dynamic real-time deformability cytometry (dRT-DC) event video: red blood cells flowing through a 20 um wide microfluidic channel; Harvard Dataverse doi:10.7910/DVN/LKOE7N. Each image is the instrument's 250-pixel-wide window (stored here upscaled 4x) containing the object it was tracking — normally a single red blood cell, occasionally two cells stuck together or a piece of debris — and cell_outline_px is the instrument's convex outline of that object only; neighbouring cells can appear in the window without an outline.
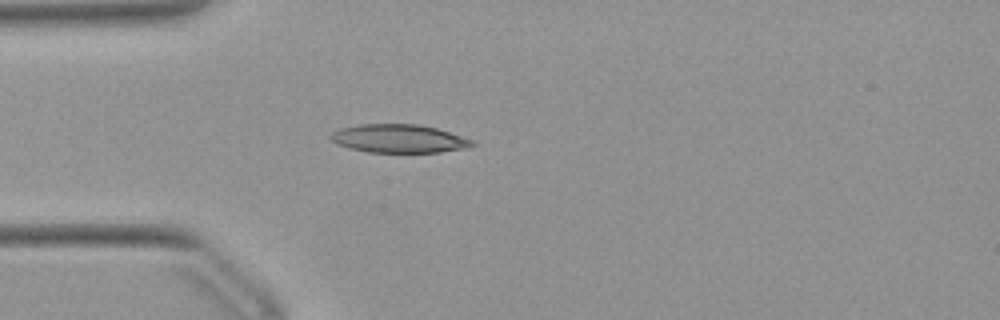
{"species": "Egyptian fruit bat (a non-hibernating species)", "species_latin": "Rousettus aegyptiacus", "temperature_condition": "warm", "stored_images_in_passage": 6, "camera_frame_rate_fps": 3000, "um_per_image_px": 0.085, "animal": {"sex": "female"}, "frame": {"image": 1, "passage_image": 1, "time_ms": 0.0, "image_size_px": [1000, 320], "cell_outline_px": [[476, 144], [464, 148], [440, 152], [368, 152], [336, 144], [328, 136], [332, 132], [340, 128], [360, 124], [416, 124], [436, 128], [476, 140]], "centroid_in_image_um": [33.92, 11.77], "position_along_channel_um": 51.1, "area_um2": 23.35}}
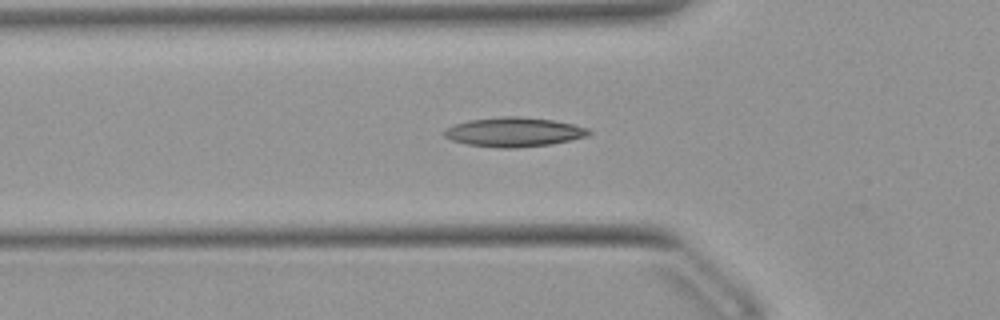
{"frame": {"image": 2, "passage_image": 4, "time_ms": 1.0, "image_size_px": [1000, 320], "cell_outline_px": [[592, 132], [588, 136], [572, 140], [548, 144], [516, 148], [496, 148], [468, 144], [452, 140], [444, 136], [444, 128], [468, 120], [504, 116], [520, 116], [552, 120], [572, 124], [588, 128]], "centroid_in_image_um": [43.68, 11.22], "position_along_channel_um": 82.1, "area_um2": 24.68}}